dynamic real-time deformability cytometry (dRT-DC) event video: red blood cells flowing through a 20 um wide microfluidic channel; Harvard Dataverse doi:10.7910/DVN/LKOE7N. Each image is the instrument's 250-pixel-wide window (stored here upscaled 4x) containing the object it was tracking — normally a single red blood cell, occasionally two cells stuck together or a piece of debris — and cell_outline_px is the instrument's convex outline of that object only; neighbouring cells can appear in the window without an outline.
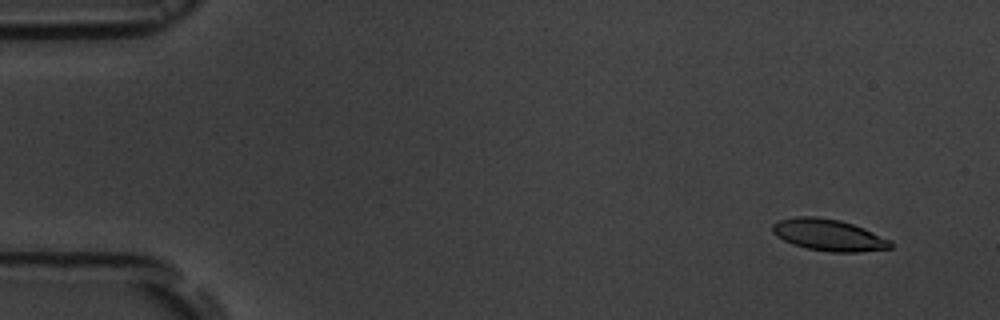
{"species": "common noctule bat (a hibernating species)", "species_latin": "Nyctalus noctula", "temperature_condition": "room temperature", "stored_images_in_passage": 5, "camera_frame_rate_fps": 3000, "um_per_image_px": 0.085, "animal": {"sex": "male", "body_mass_g": 19.5, "forearm_length_mm": 54.6}, "frame": {"image": 1, "passage_image": 2, "time_ms": 1.0, "image_size_px": [1000, 320], "cell_outline_px": [[892, 248], [860, 252], [832, 252], [808, 248], [792, 244], [776, 236], [772, 232], [772, 224], [780, 220], [796, 216], [816, 216], [840, 220], [864, 228], [892, 240]], "centroid_in_image_um": [70.45, 19.97], "position_along_channel_um": 14.6, "area_um2": 21.85}}
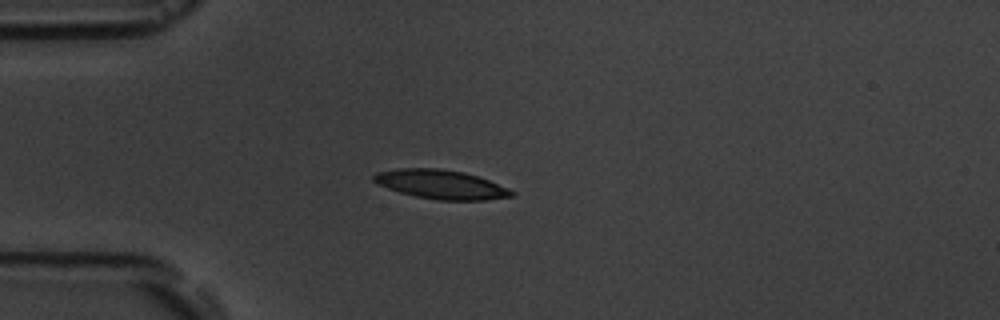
{"frame": {"image": 2, "passage_image": 5, "time_ms": 4.667, "image_size_px": [1000, 320], "cell_outline_px": [[516, 196], [484, 200], [436, 200], [416, 196], [400, 192], [376, 184], [372, 180], [372, 176], [376, 172], [396, 168], [440, 168], [464, 172], [488, 180], [508, 188], [516, 192]], "centroid_in_image_um": [37.47, 15.67], "position_along_channel_um": 47.5, "area_um2": 23.47}}